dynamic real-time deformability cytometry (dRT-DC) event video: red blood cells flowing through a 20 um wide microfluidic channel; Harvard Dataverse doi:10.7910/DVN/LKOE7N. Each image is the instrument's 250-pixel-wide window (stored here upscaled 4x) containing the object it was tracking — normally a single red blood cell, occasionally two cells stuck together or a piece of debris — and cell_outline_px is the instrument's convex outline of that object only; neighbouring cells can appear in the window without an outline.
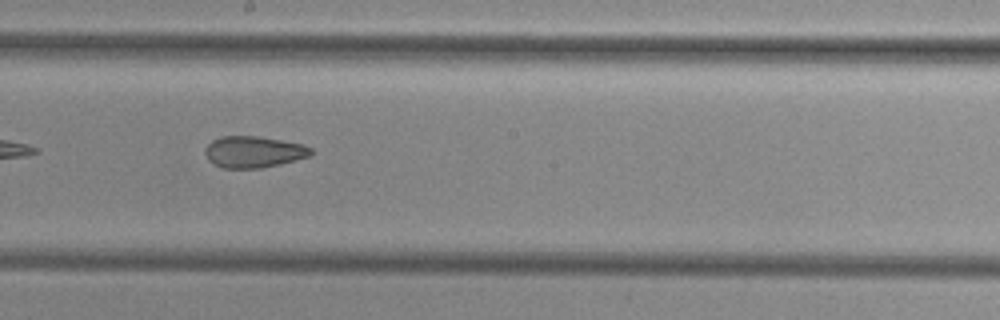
{"species": "common noctule bat (a hibernating species)", "species_latin": "Nyctalus noctula", "temperature_condition": "cold", "stored_images_in_passage": 31, "camera_frame_rate_fps": 3000, "um_per_image_px": 0.085, "animal": {"sex": "female", "body_mass_g": 29.2, "forearm_length_mm": 56.3}, "frame": {"image": 1, "passage_image": 14, "time_ms": 4.333, "image_size_px": [1000, 320], "cell_outline_px": [[312, 156], [280, 164], [260, 168], [224, 168], [208, 160], [204, 152], [204, 148], [212, 140], [220, 136], [256, 136], [304, 144], [312, 148]], "centroid_in_image_um": [21.57, 12.9], "position_along_channel_um": 226.6, "area_um2": 19.48}}